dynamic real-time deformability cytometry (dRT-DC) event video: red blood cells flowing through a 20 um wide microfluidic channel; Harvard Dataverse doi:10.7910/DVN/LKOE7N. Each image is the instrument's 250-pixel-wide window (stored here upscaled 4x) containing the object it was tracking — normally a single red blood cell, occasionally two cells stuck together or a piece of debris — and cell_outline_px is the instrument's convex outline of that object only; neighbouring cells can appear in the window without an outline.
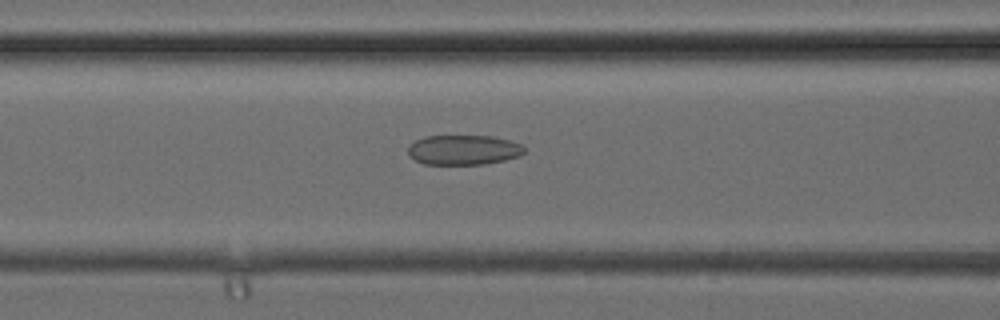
{"species": "common noctule bat (a hibernating species)", "species_latin": "Nyctalus noctula", "temperature_condition": "cold", "stored_images_in_passage": 27, "camera_frame_rate_fps": 3000, "um_per_image_px": 0.085, "animal": {"sex": "female", "body_mass_g": 24.6, "forearm_length_mm": 56.2}, "frame": {"image": 1, "passage_image": 5, "time_ms": 1.333, "image_size_px": [1000, 320], "cell_outline_px": [[524, 152], [520, 156], [504, 160], [484, 164], [424, 164], [408, 156], [408, 144], [424, 136], [492, 136], [508, 140], [520, 144], [524, 148]], "centroid_in_image_um": [39.36, 12.74], "position_along_channel_um": 127.2, "area_um2": 20.23}}
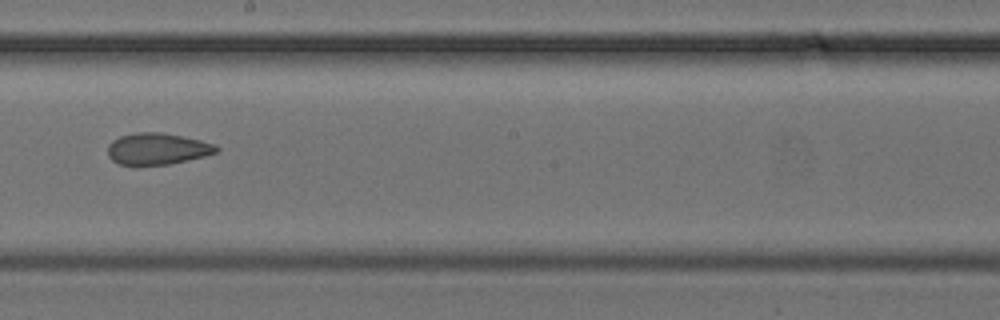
{"frame": {"image": 2, "passage_image": 11, "time_ms": 3.333, "image_size_px": [1000, 320], "cell_outline_px": [[220, 148], [216, 152], [204, 156], [188, 160], [168, 164], [116, 164], [108, 156], [108, 144], [112, 140], [120, 136], [136, 132], [160, 132], [200, 140], [216, 144]], "centroid_in_image_um": [13.36, 12.64], "position_along_channel_um": 234.8, "area_um2": 19.83}}
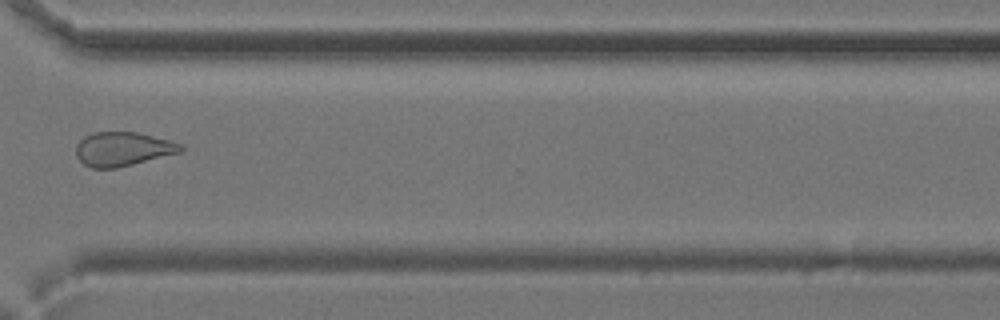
{"frame": {"image": 3, "passage_image": 18, "time_ms": 5.667, "image_size_px": [1000, 320], "cell_outline_px": [[184, 148], [180, 152], [116, 168], [92, 168], [84, 164], [76, 156], [76, 144], [84, 136], [92, 132], [136, 132], [184, 144]], "centroid_in_image_um": [10.41, 12.66], "position_along_channel_um": 360.2, "area_um2": 20.63}}